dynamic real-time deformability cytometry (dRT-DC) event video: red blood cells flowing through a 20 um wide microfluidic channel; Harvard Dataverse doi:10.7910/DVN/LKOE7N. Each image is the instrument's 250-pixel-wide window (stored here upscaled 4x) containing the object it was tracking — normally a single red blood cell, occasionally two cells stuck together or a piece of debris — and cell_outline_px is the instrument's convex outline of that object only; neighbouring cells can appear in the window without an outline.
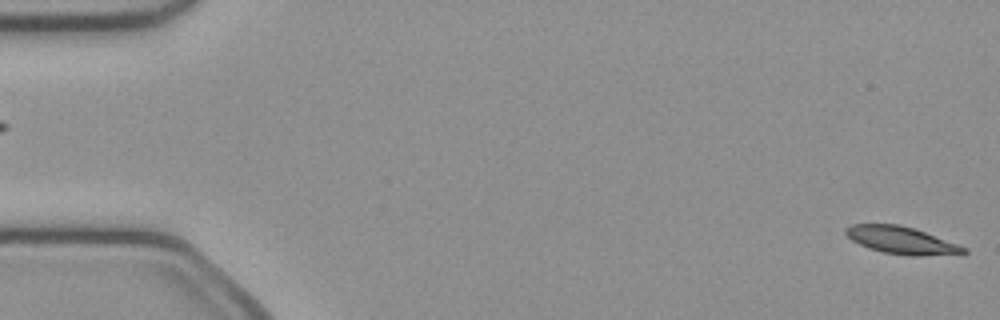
{"species": "common noctule bat (a hibernating species)", "species_latin": "Nyctalus noctula", "temperature_condition": "cold", "stored_images_in_passage": 52, "segment_of_instrument_passage": [1, 2], "camera_frame_rate_fps": 3000, "um_per_image_px": 0.085, "animal": {"sex": "female", "body_mass_g": 21.9}, "frame": {"image": 1, "passage_image": 1, "time_ms": 0.0, "image_size_px": [1000, 320], "cell_outline_px": [[968, 252], [920, 256], [908, 256], [884, 252], [868, 248], [852, 240], [844, 232], [844, 228], [852, 224], [900, 224], [924, 232], [968, 248]], "centroid_in_image_um": [76.57, 20.42], "position_along_channel_um": 8.4, "area_um2": 18.5}}
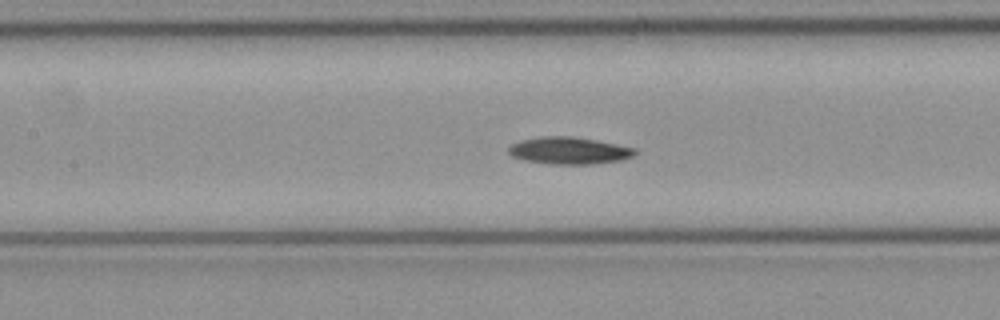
{"frame": {"image": 2, "passage_image": 23, "time_ms": 7.333, "image_size_px": [1000, 320], "cell_outline_px": [[636, 152], [632, 156], [620, 160], [592, 164], [552, 164], [524, 160], [512, 156], [508, 152], [508, 148], [512, 144], [520, 140], [540, 136], [572, 136], [596, 140], [636, 148]], "centroid_in_image_um": [48.34, 12.79], "position_along_channel_um": 159.1, "area_um2": 19.88}}
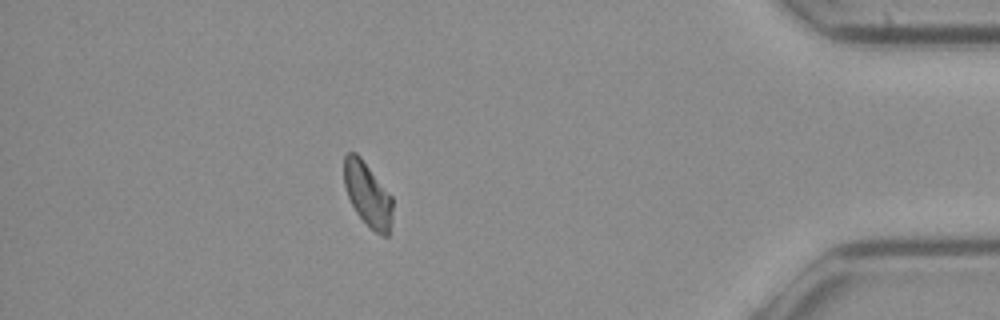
{"frame": {"image": 3, "passage_image": 45, "time_ms": 14.667, "image_size_px": [1000, 320], "cell_outline_px": [[392, 212], [388, 236], [384, 236], [376, 232], [356, 212], [348, 196], [344, 184], [344, 156], [348, 152], [356, 152], [360, 156], [392, 196]], "centroid_in_image_um": [31.24, 16.48], "position_along_channel_um": 404.0, "area_um2": 17.8}}